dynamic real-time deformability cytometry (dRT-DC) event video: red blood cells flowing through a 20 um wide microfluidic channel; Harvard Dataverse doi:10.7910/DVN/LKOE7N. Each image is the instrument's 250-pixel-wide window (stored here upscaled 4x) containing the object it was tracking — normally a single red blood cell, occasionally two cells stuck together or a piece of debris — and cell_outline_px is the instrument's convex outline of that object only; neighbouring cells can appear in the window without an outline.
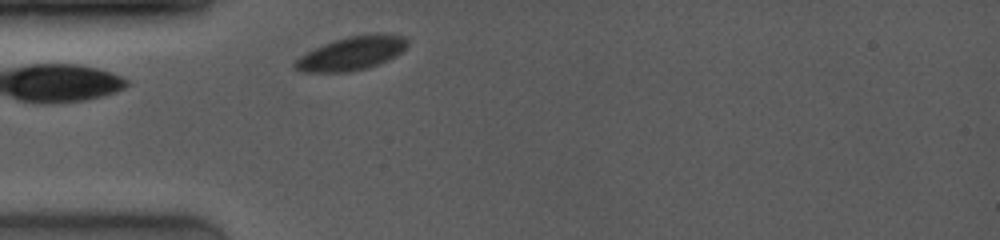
{"species": "common noctule bat (a hibernating species)", "species_latin": "Nyctalus noctula", "temperature_condition": "room temperature", "stored_images_in_passage": 1, "camera_frame_rate_fps": 4000, "um_per_image_px": 0.085, "animal": {"sex": "female", "body_mass_g": 19.0, "forearm_length_mm": 53.3}, "frame": {"image": 1, "passage_image": 1, "time_ms": 0.0, "image_size_px": [1000, 240], "cell_outline_px": [[408, 44], [396, 56], [388, 60], [368, 68], [348, 72], [300, 72], [292, 68], [292, 64], [300, 56], [332, 40], [348, 36], [404, 36], [408, 40]], "centroid_in_image_um": [29.8, 4.59], "position_along_channel_um": 55.2, "area_um2": 21.44}}